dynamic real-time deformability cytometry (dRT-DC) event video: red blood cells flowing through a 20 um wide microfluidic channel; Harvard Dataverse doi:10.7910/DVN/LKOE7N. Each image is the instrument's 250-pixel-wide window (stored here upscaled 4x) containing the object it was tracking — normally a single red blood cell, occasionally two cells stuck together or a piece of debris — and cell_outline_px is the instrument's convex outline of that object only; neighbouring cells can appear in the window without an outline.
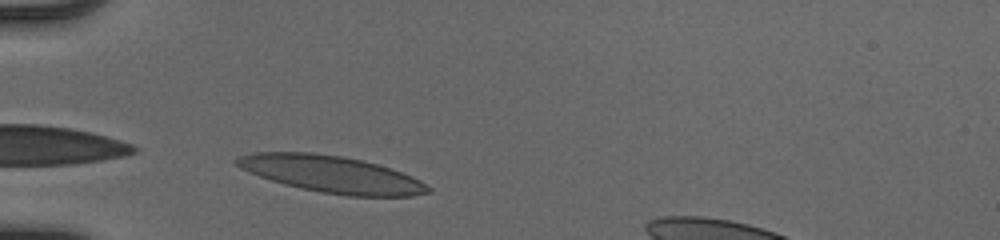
{"species": "human", "species_latin": "Homo sapiens", "temperature_condition": "cold", "stored_images_in_passage": 28, "camera_frame_rate_fps": 3000, "um_per_image_px": 0.085, "donor": {"sex": "male"}, "frame": {"image": 1, "passage_image": 1, "time_ms": 0.0, "image_size_px": [1000, 240], "cell_outline_px": [[432, 192], [412, 196], [348, 196], [320, 192], [300, 188], [284, 184], [260, 176], [240, 168], [232, 160], [236, 156], [256, 152], [312, 152], [340, 156], [360, 160], [376, 164], [412, 176], [420, 180], [432, 188]], "centroid_in_image_um": [28.16, 14.81], "position_along_channel_um": 56.8, "area_um2": 40.92}}
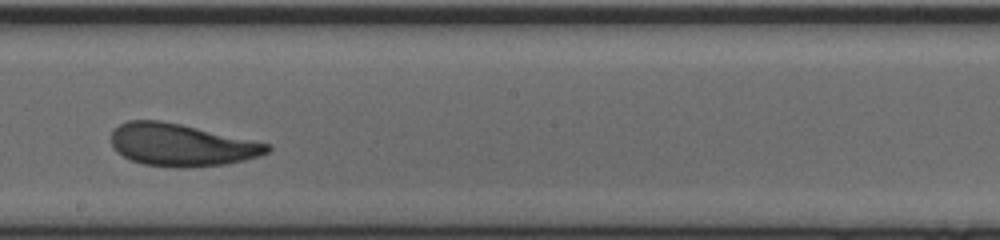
{"frame": {"image": 2, "passage_image": 15, "time_ms": 4.667, "image_size_px": [1000, 240], "cell_outline_px": [[272, 148], [268, 152], [260, 156], [244, 160], [224, 164], [184, 168], [176, 168], [144, 164], [132, 160], [116, 152], [112, 144], [112, 132], [120, 124], [128, 120], [160, 120], [180, 124], [272, 144]], "centroid_in_image_um": [15.43, 12.32], "position_along_channel_um": 232.8, "area_um2": 38.44}}
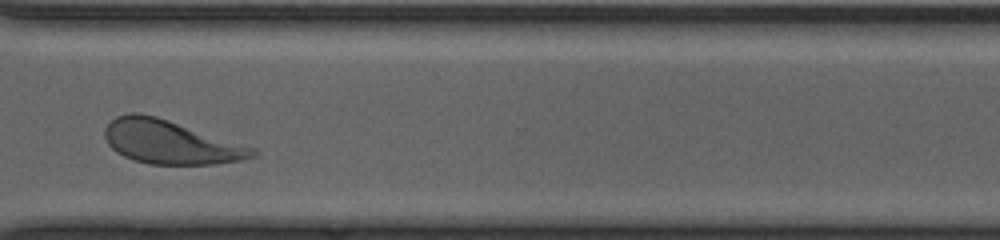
{"frame": {"image": 3, "passage_image": 24, "time_ms": 7.667, "image_size_px": [1000, 240], "cell_outline_px": [[256, 156], [240, 160], [212, 164], [148, 164], [124, 156], [116, 152], [108, 144], [104, 136], [104, 128], [116, 116], [128, 112], [140, 112], [156, 116], [256, 148]], "centroid_in_image_um": [14.45, 12.07], "position_along_channel_um": 356.2, "area_um2": 37.4}, "authors_computed_cell_mechanics": {"area_um2": 38.0324, "velocity_mm_per_s": 4.0851, "shape_relaxation_time_tau1_ms": 4.3055, "shape_relaxation_time_tau2_ms": 1.7716, "deformation_change_tau1": 0.1684, "deformation_change_tau2": 0.099}}